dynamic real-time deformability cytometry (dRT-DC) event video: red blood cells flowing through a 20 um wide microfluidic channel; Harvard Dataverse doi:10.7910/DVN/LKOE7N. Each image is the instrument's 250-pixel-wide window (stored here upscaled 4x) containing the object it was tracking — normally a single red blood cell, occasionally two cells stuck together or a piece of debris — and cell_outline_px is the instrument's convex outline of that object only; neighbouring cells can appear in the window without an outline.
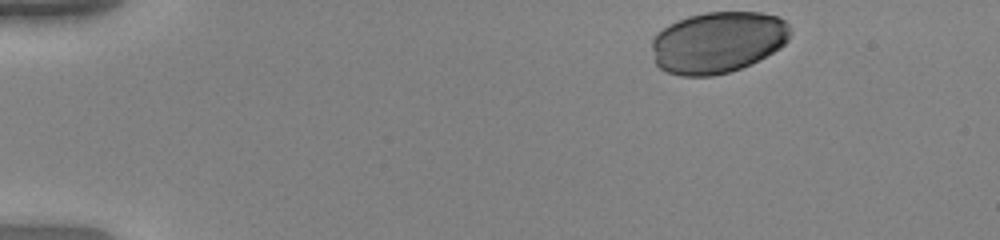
{"species": "human", "species_latin": "Homo sapiens", "temperature_condition": "warm", "stored_images_in_passage": 39, "camera_frame_rate_fps": 3000, "um_per_image_px": 0.085, "donor": {"sex": "female"}, "frame": {"image": 1, "passage_image": 1, "time_ms": 0.0, "image_size_px": [1000, 240], "cell_outline_px": [[792, 32], [788, 40], [780, 48], [740, 68], [728, 72], [712, 76], [680, 76], [668, 72], [660, 68], [656, 64], [652, 48], [652, 40], [656, 32], [668, 24], [688, 16], [704, 12], [760, 12], [776, 16], [784, 20], [792, 28]], "centroid_in_image_um": [61.0, 3.58], "position_along_channel_um": 24.0, "area_um2": 49.65}}
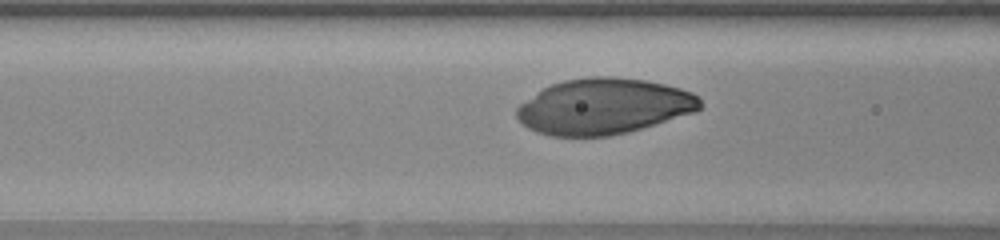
{"frame": {"image": 2, "passage_image": 16, "time_ms": 5.0, "image_size_px": [1000, 240], "cell_outline_px": [[704, 104], [696, 112], [628, 132], [608, 136], [552, 136], [536, 132], [528, 128], [516, 116], [516, 108], [520, 104], [536, 92], [552, 84], [564, 80], [592, 76], [612, 76], [644, 80], [664, 84], [680, 88], [692, 92]], "centroid_in_image_um": [51.32, 9.04], "position_along_channel_um": 115.3, "area_um2": 59.59}}
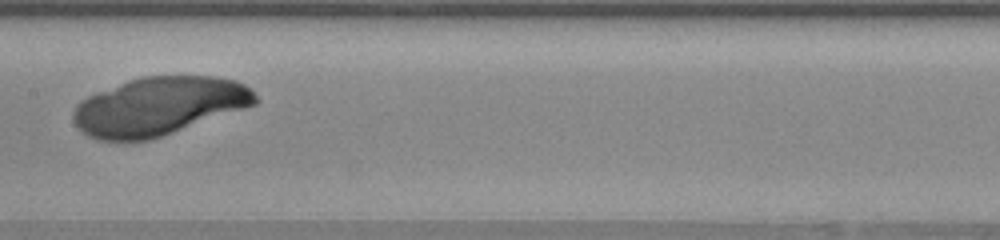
{"frame": {"image": 3, "passage_image": 22, "time_ms": 7.0, "image_size_px": [1000, 240], "cell_outline_px": [[260, 100], [256, 104], [148, 140], [96, 140], [88, 136], [72, 120], [72, 112], [76, 104], [80, 100], [96, 92], [144, 76], [212, 76], [236, 80], [244, 84]], "centroid_in_image_um": [13.48, 9.02], "position_along_channel_um": 193.9, "area_um2": 60.98}}